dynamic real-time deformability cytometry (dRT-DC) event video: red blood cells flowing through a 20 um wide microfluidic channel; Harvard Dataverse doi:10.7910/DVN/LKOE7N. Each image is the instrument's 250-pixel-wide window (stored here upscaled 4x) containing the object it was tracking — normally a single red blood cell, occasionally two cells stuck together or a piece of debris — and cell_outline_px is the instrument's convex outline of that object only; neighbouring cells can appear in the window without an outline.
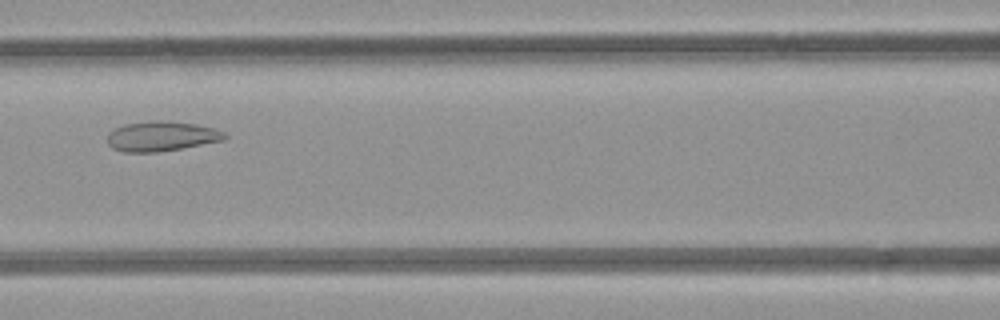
{"species": "common noctule bat (a hibernating species)", "species_latin": "Nyctalus noctula", "temperature_condition": "room temperature", "stored_images_in_passage": 4, "camera_frame_rate_fps": 3000, "um_per_image_px": 0.085, "animal": {"sex": "female", "body_mass_g": 21.9}, "frame": {"image": 1, "passage_image": 4, "time_ms": 3.0, "image_size_px": [1000, 320], "cell_outline_px": [[228, 136], [224, 140], [180, 148], [156, 152], [124, 152], [112, 148], [108, 144], [108, 132], [124, 124], [148, 120], [164, 120], [196, 124], [212, 128], [224, 132]], "centroid_in_image_um": [13.69, 11.57], "position_along_channel_um": 152.9, "area_um2": 20.4}}